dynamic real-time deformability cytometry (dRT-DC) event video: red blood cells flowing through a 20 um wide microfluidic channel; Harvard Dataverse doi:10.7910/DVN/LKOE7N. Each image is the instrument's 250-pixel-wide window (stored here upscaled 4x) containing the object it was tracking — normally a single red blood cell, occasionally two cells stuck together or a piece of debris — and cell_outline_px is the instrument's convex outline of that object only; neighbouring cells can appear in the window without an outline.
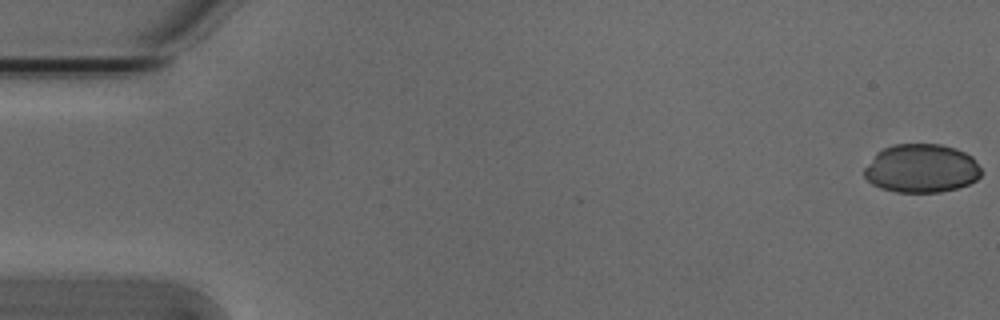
{"species": "Egyptian fruit bat (a non-hibernating species)", "species_latin": "Rousettus aegyptiacus", "temperature_condition": "cold", "stored_images_in_passage": 7, "camera_frame_rate_fps": 3000, "um_per_image_px": 0.085, "animal": {"sex": "male"}, "frame": {"image": 1, "passage_image": 1, "time_ms": 0.0, "image_size_px": [1000, 320], "cell_outline_px": [[980, 176], [976, 180], [968, 184], [956, 188], [940, 192], [896, 192], [880, 188], [872, 184], [864, 176], [864, 168], [876, 152], [884, 148], [896, 144], [940, 144], [956, 148], [972, 156], [980, 168]], "centroid_in_image_um": [78.3, 14.31], "position_along_channel_um": 6.7, "area_um2": 33.12}}